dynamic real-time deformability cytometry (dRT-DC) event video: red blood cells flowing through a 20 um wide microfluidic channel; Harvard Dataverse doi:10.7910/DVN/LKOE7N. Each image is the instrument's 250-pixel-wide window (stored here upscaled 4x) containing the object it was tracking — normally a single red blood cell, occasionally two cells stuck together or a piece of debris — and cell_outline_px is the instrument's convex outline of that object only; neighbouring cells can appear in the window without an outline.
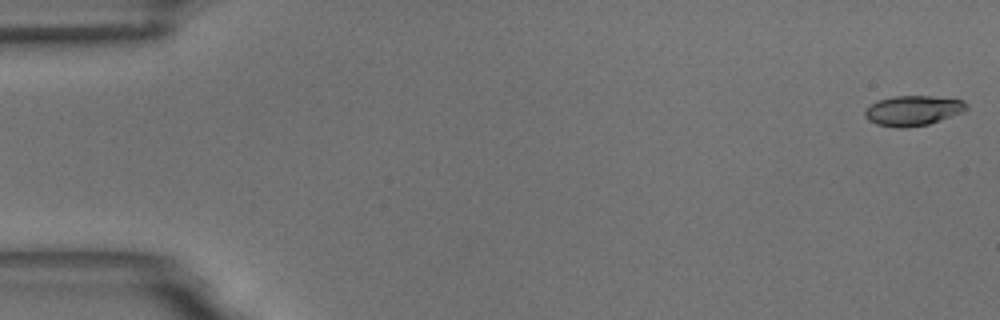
{"species": "common noctule bat (a hibernating species)", "species_latin": "Nyctalus noctula", "temperature_condition": "room temperature", "stored_images_in_passage": 55, "camera_frame_rate_fps": 3000, "um_per_image_px": 0.085, "animal": {"sex": "male", "body_mass_g": 18.8}, "frame": {"image": 1, "passage_image": 1, "time_ms": 0.0, "image_size_px": [1000, 320], "cell_outline_px": [[968, 108], [964, 112], [928, 124], [904, 128], [896, 128], [876, 124], [868, 120], [864, 116], [864, 112], [872, 104], [880, 100], [892, 96], [932, 96], [964, 100], [968, 104]], "centroid_in_image_um": [77.63, 9.4], "position_along_channel_um": 7.4, "area_um2": 17.8}}
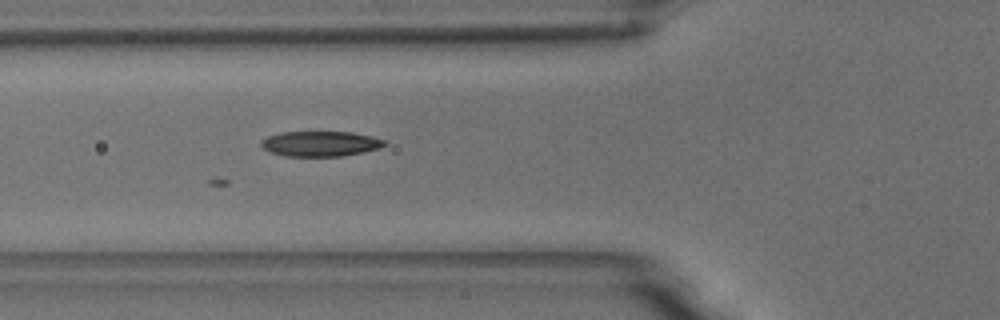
{"frame": {"image": 2, "passage_image": 20, "time_ms": 6.333, "image_size_px": [1000, 320], "cell_outline_px": [[388, 144], [380, 148], [364, 152], [340, 156], [284, 156], [268, 152], [260, 144], [260, 140], [268, 136], [280, 132], [352, 132], [372, 136], [384, 140]], "centroid_in_image_um": [27.22, 12.22], "position_along_channel_um": 98.6, "area_um2": 18.26}}
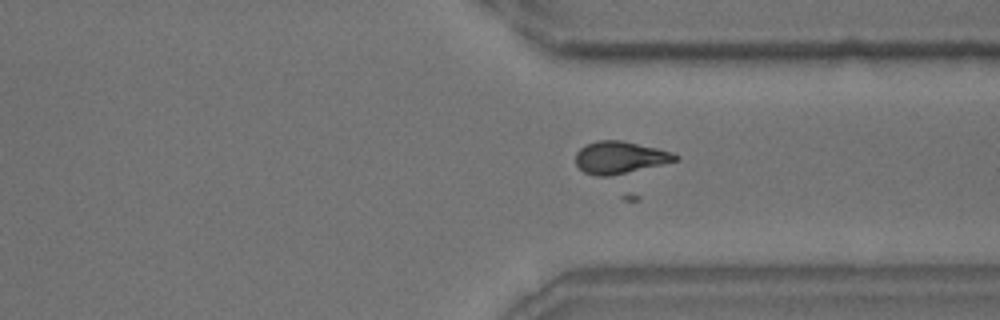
{"frame": {"image": 3, "passage_image": 41, "time_ms": 13.333, "image_size_px": [1000, 320], "cell_outline_px": [[680, 160], [608, 176], [596, 176], [584, 172], [576, 164], [576, 152], [584, 144], [596, 140], [620, 140], [656, 148], [672, 152], [680, 156]], "centroid_in_image_um": [52.67, 13.37], "position_along_channel_um": 358.7, "area_um2": 18.61}}